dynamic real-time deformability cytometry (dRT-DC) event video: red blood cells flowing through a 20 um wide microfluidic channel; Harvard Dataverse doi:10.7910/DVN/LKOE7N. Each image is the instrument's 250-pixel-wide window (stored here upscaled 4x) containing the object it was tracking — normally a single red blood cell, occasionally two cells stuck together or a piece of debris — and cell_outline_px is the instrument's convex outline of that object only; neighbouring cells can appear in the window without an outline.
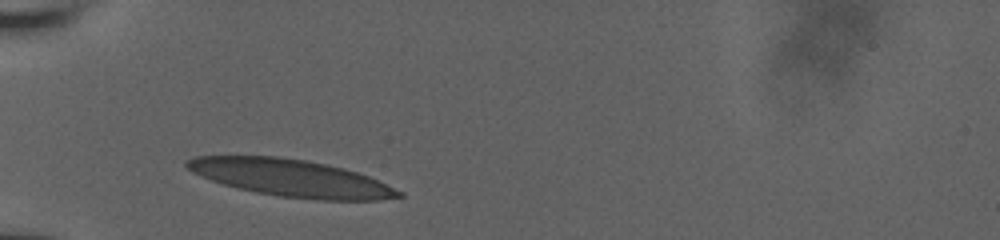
{"species": "human", "species_latin": "Homo sapiens", "temperature_condition": "room temperature", "stored_images_in_passage": 42, "camera_frame_rate_fps": 3000, "um_per_image_px": 0.085, "donor": {"sex": "male"}, "frame": {"image": 1, "passage_image": 1, "time_ms": 0.0, "image_size_px": [1000, 240], "cell_outline_px": [[404, 196], [380, 200], [320, 200], [280, 196], [256, 192], [236, 188], [212, 180], [192, 172], [184, 164], [184, 160], [192, 156], [280, 156], [304, 160], [324, 164], [356, 172], [368, 176], [404, 192]], "centroid_in_image_um": [24.71, 15.13], "position_along_channel_um": 60.3, "area_um2": 45.49}}
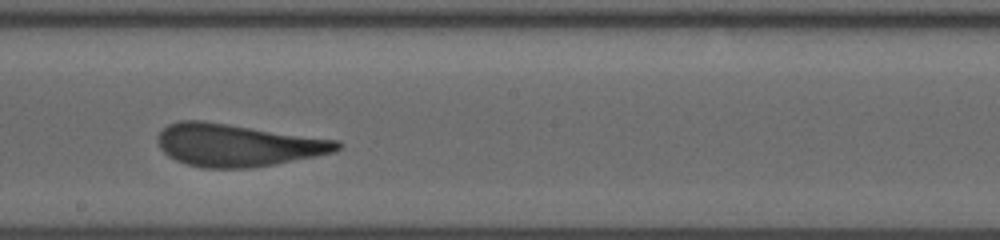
{"frame": {"image": 2, "passage_image": 20, "time_ms": 4.667, "image_size_px": [1000, 240], "cell_outline_px": [[344, 144], [336, 152], [276, 164], [252, 168], [200, 168], [176, 160], [168, 156], [160, 148], [156, 140], [156, 136], [168, 124], [180, 120], [200, 120], [340, 140]], "centroid_in_image_um": [20.2, 12.34], "position_along_channel_um": 228.0, "area_um2": 44.68}}
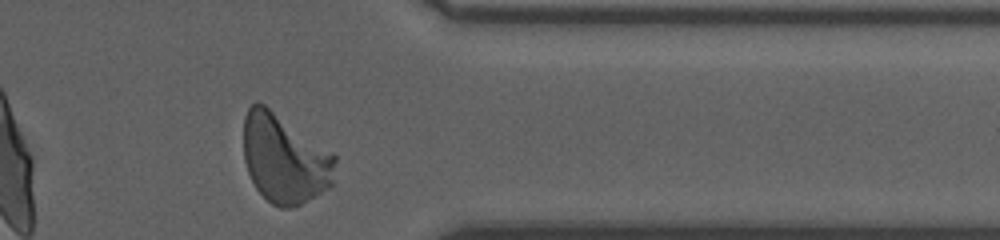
{"frame": {"image": 3, "passage_image": 38, "time_ms": 9.0, "image_size_px": [1000, 240], "cell_outline_px": [[336, 160], [332, 184], [320, 192], [300, 204], [288, 208], [280, 208], [272, 204], [256, 188], [248, 172], [244, 160], [244, 116], [248, 108], [252, 104], [264, 104], [332, 152], [336, 156]], "centroid_in_image_um": [24.17, 13.49], "position_along_channel_um": 387.2, "area_um2": 46.88}, "authors_computed_cell_mechanics": {"area_um2": 44.795, "velocity_mm_per_s": 3.8277, "shape_relaxation_time_tau1_ms": 6.2438, "shape_relaxation_time_tau2_ms": 0.8523, "deformation_change_tau1": 0.2225, "deformation_change_tau2": 0.0918}}